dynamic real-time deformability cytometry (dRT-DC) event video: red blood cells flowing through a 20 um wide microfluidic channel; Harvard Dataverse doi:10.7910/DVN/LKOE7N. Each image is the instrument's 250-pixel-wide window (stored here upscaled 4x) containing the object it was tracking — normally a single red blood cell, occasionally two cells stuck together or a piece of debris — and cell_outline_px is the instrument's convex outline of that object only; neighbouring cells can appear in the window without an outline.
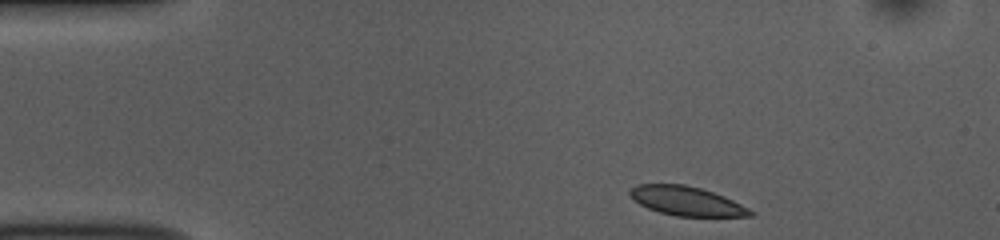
{"species": "common noctule bat (a hibernating species)", "species_latin": "Nyctalus noctula", "temperature_condition": "room temperature", "stored_images_in_passage": 45, "camera_frame_rate_fps": 3000, "um_per_image_px": 0.085, "animal": {"sex": "female", "body_mass_g": 10.0, "forearm_length_mm": 53.1}, "frame": {"image": 1, "passage_image": 1, "time_ms": 0.0, "image_size_px": [1000, 240], "cell_outline_px": [[756, 212], [752, 216], [676, 216], [660, 212], [648, 208], [632, 200], [628, 196], [628, 192], [636, 184], [684, 184], [700, 188], [724, 196]], "centroid_in_image_um": [58.32, 17.08], "position_along_channel_um": 26.7, "area_um2": 20.4}}
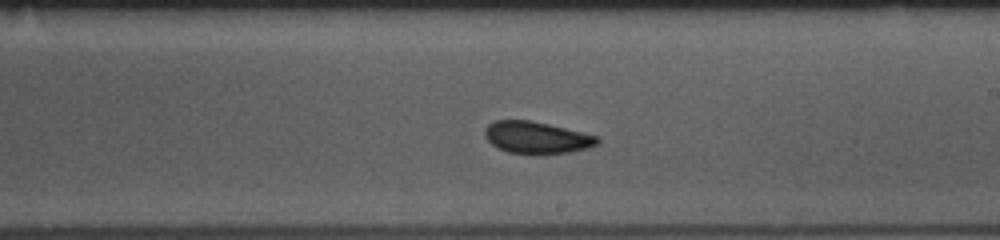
{"frame": {"image": 2, "passage_image": 23, "time_ms": 7.333, "image_size_px": [1000, 240], "cell_outline_px": [[600, 140], [596, 144], [588, 148], [572, 152], [544, 156], [536, 156], [508, 152], [496, 148], [484, 136], [484, 128], [488, 124], [496, 120], [528, 120], [548, 124], [600, 136]], "centroid_in_image_um": [45.62, 11.73], "position_along_channel_um": 243.4, "area_um2": 21.62}}
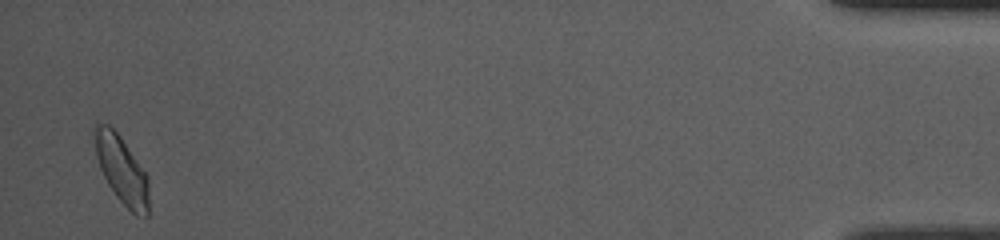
{"frame": {"image": 3, "passage_image": 44, "time_ms": 14.333, "image_size_px": [1000, 240], "cell_outline_px": [[148, 216], [136, 216], [116, 196], [108, 184], [100, 168], [96, 156], [92, 132], [92, 128], [96, 124], [108, 124], [120, 136], [148, 176]], "centroid_in_image_um": [10.32, 14.41], "position_along_channel_um": 424.9, "area_um2": 21.27}, "authors_computed_cell_mechanics": {"area_um2": 21.2126, "velocity_mm_per_s": 3.798, "shape_relaxation_time_tau1_ms": 2.6091, "shape_relaxation_time_tau2_ms": 2.0342, "deformation_change_tau1": 0.0783, "deformation_change_tau2": 0.0405}}